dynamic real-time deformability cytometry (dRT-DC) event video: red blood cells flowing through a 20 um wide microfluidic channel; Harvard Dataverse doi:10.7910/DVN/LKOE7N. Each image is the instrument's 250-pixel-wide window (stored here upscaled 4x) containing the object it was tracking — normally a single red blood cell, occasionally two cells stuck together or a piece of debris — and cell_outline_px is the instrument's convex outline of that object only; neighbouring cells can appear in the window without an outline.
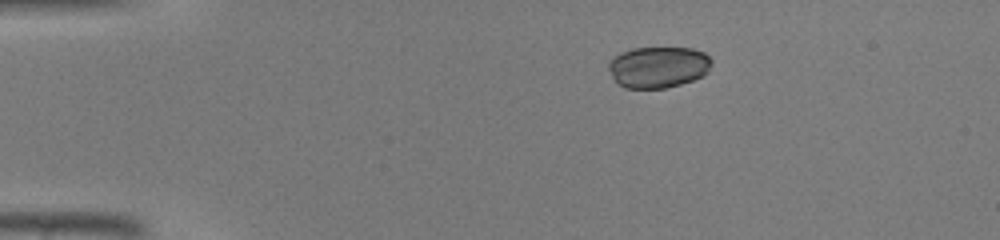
{"species": "common noctule bat (a hibernating species)", "species_latin": "Nyctalus noctula", "temperature_condition": "warm", "stored_images_in_passage": 38, "camera_frame_rate_fps": 3000, "um_per_image_px": 0.085, "animal": {"sex": "male", "body_mass_g": 19.0, "forearm_length_mm": 50.8}, "frame": {"image": 1, "passage_image": 1, "time_ms": 0.0, "image_size_px": [1000, 240], "cell_outline_px": [[712, 64], [708, 72], [704, 76], [680, 84], [664, 88], [624, 88], [616, 84], [608, 68], [608, 64], [620, 52], [632, 48], [692, 48], [704, 52], [712, 60]], "centroid_in_image_um": [55.96, 5.7], "position_along_channel_um": 29.0, "area_um2": 24.97}}
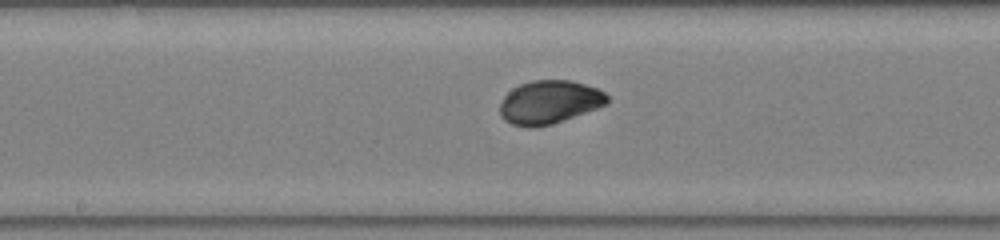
{"frame": {"image": 2, "passage_image": 17, "time_ms": 5.333, "image_size_px": [1000, 240], "cell_outline_px": [[608, 100], [604, 104], [596, 108], [552, 124], [532, 128], [512, 124], [504, 120], [500, 116], [500, 104], [504, 96], [512, 88], [520, 84], [532, 80], [572, 80], [600, 88], [608, 96]], "centroid_in_image_um": [46.67, 8.67], "position_along_channel_um": 201.5, "area_um2": 27.11}}
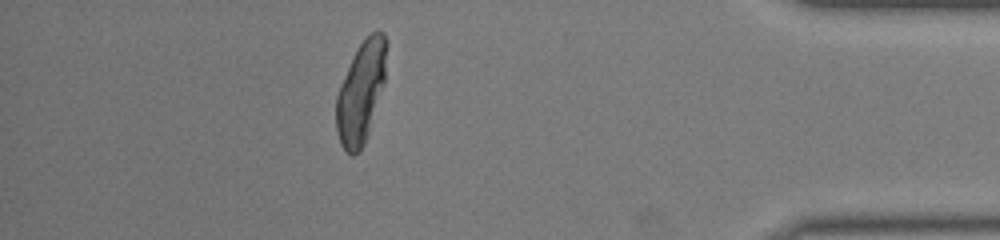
{"frame": {"image": 3, "passage_image": 33, "time_ms": 10.667, "image_size_px": [1000, 240], "cell_outline_px": [[388, 44], [384, 80], [368, 132], [364, 144], [352, 156], [340, 144], [336, 128], [336, 96], [352, 56], [360, 44], [372, 32], [384, 32], [388, 40]], "centroid_in_image_um": [30.68, 7.79], "position_along_channel_um": 404.5, "area_um2": 29.19}}